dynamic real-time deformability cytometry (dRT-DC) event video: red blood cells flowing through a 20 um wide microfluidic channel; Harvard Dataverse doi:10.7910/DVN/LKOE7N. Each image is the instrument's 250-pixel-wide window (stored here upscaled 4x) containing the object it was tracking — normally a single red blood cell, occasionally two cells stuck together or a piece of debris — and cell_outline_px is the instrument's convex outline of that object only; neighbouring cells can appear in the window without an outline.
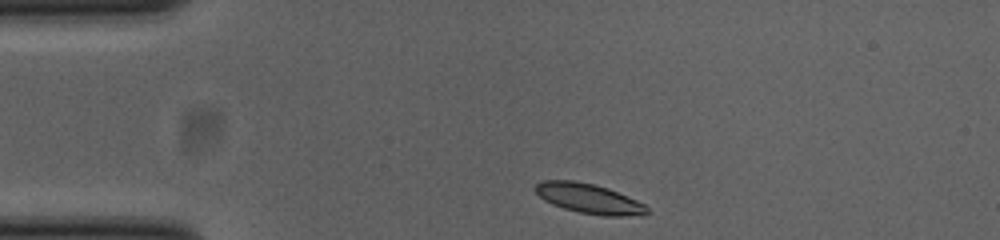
{"species": "common noctule bat (a hibernating species)", "species_latin": "Nyctalus noctula", "temperature_condition": "cold", "stored_images_in_passage": 43, "camera_frame_rate_fps": 3000, "um_per_image_px": 0.085, "animal": {"sex": "female", "body_mass_g": 23.0, "forearm_length_mm": 53.4}, "frame": {"image": 1, "passage_image": 1, "time_ms": 0.0, "image_size_px": [1000, 240], "cell_outline_px": [[652, 212], [644, 216], [604, 216], [580, 212], [564, 208], [552, 204], [544, 200], [536, 192], [536, 184], [540, 180], [572, 180], [596, 184], [608, 188], [636, 200], [644, 204]], "centroid_in_image_um": [50.11, 16.88], "position_along_channel_um": 34.9, "area_um2": 19.54}}
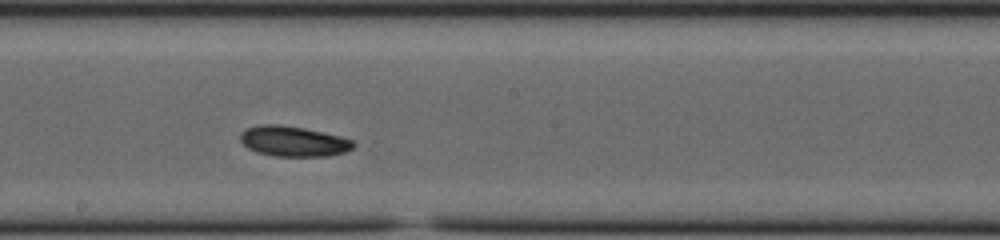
{"frame": {"image": 2, "passage_image": 19, "time_ms": 6.0, "image_size_px": [1000, 240], "cell_outline_px": [[356, 144], [352, 148], [344, 152], [328, 156], [276, 156], [256, 152], [248, 148], [240, 140], [240, 132], [244, 128], [260, 124], [280, 124], [304, 128], [324, 132], [340, 136], [352, 140]], "centroid_in_image_um": [24.91, 12.0], "position_along_channel_um": 223.3, "area_um2": 20.11}}
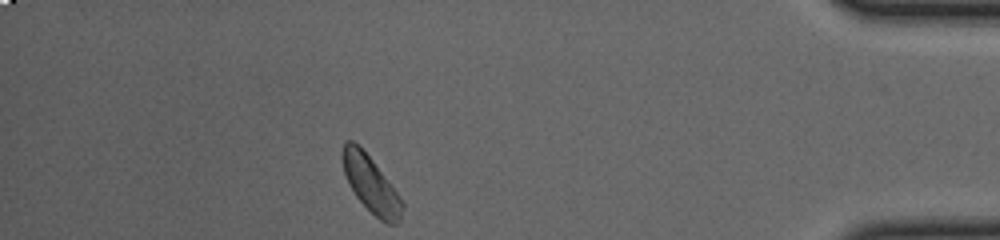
{"frame": {"image": 3, "passage_image": 37, "time_ms": 12.0, "image_size_px": [1000, 240], "cell_outline_px": [[404, 204], [400, 220], [396, 224], [388, 224], [380, 220], [356, 196], [344, 172], [340, 156], [344, 144], [348, 140], [352, 140], [372, 160], [400, 196]], "centroid_in_image_um": [31.53, 15.68], "position_along_channel_um": 403.7, "area_um2": 19.13}, "authors_computed_cell_mechanics": {"area_um2": 19.652, "velocity_mm_per_s": 3.8158, "shape_relaxation_time_tau1_ms": 2.4564, "shape_relaxation_time_tau2_ms": null, "deformation_change_tau1": 0.0632, "deformation_change_tau2": null}}